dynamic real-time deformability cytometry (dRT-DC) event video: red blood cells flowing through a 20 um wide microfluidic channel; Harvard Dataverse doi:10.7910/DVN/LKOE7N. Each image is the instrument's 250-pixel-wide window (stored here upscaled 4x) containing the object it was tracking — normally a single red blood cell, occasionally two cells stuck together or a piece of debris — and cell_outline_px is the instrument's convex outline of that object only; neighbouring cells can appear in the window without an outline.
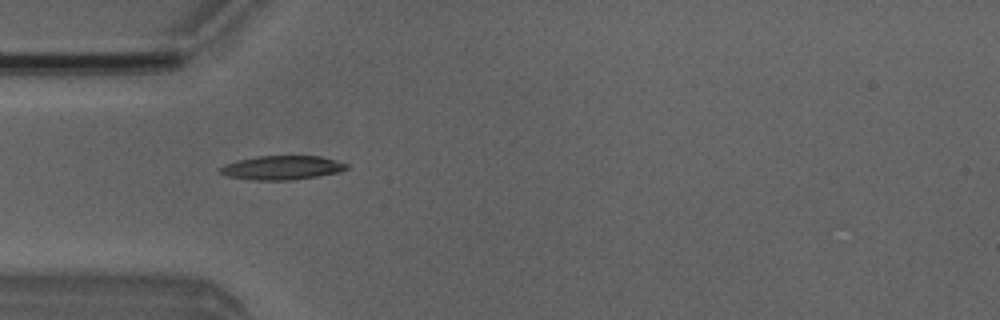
{"species": "Egyptian fruit bat (a non-hibernating species)", "species_latin": "Rousettus aegyptiacus", "temperature_condition": "room temperature", "stored_images_in_passage": 4, "camera_frame_rate_fps": 3000, "um_per_image_px": 0.085, "animal": {"sex": "male"}, "frame": {"image": 1, "passage_image": 1, "time_ms": 0.0, "image_size_px": [1000, 320], "cell_outline_px": [[348, 168], [340, 172], [292, 180], [252, 180], [228, 176], [220, 172], [220, 168], [224, 164], [256, 156], [320, 156], [348, 164]], "centroid_in_image_um": [23.98, 14.25], "position_along_channel_um": 61.0, "area_um2": 17.51}}